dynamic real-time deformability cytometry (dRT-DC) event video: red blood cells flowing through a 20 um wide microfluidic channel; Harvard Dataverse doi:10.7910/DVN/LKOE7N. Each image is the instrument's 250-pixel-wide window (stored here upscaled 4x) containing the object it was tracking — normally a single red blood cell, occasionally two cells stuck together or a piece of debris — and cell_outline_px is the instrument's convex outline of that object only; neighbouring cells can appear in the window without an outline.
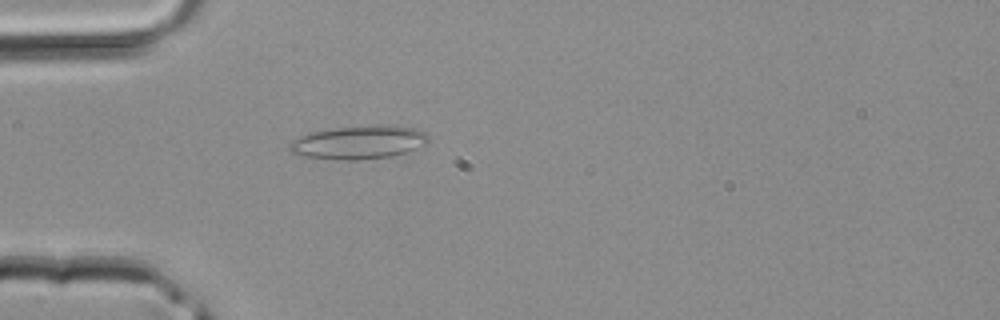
{"species": "common noctule bat (a hibernating species)", "species_latin": "Nyctalus noctula", "temperature_condition": "room temperature", "stored_images_in_passage": 33, "camera_frame_rate_fps": 3000, "um_per_image_px": 0.085, "animal": {"sex": "male", "body_mass_g": 20.4}, "frame": {"image": 1, "passage_image": 4, "time_ms": 1.0, "image_size_px": [1000, 320], "cell_outline_px": [[428, 144], [392, 156], [356, 160], [344, 160], [304, 156], [292, 152], [288, 148], [288, 144], [292, 140], [300, 136], [312, 132], [336, 128], [372, 124], [396, 124], [416, 128], [424, 132], [428, 136]], "centroid_in_image_um": [30.54, 12.07], "position_along_channel_um": 54.5, "area_um2": 27.22}}
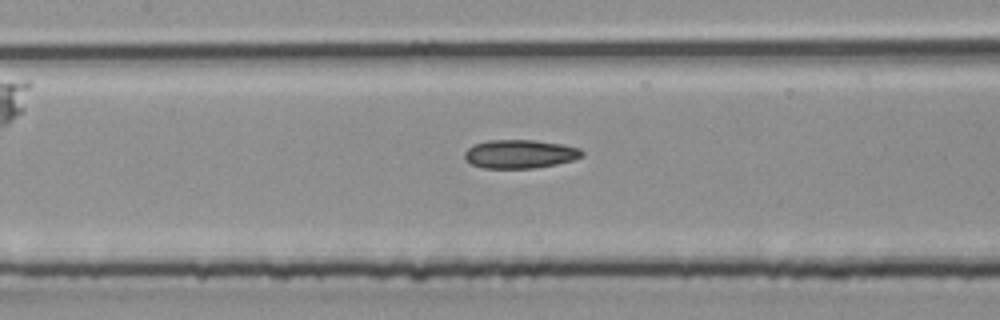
{"frame": {"image": 2, "passage_image": 11, "time_ms": 3.333, "image_size_px": [1000, 320], "cell_outline_px": [[584, 156], [572, 160], [556, 164], [536, 168], [480, 168], [472, 164], [464, 156], [464, 152], [472, 144], [488, 140], [536, 140], [560, 144], [580, 148], [584, 152]], "centroid_in_image_um": [44.19, 13.09], "position_along_channel_um": 163.2, "area_um2": 19.65}}
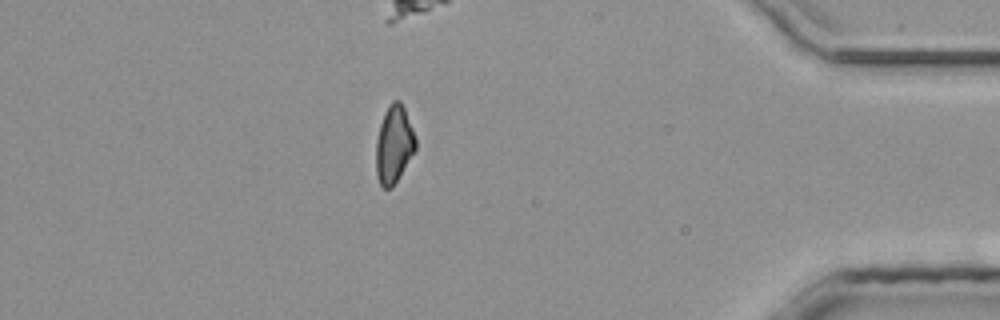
{"frame": {"image": 3, "passage_image": 28, "time_ms": 9.0, "image_size_px": [1000, 320], "cell_outline_px": [[416, 148], [392, 188], [384, 188], [380, 184], [376, 176], [376, 140], [380, 124], [384, 112], [388, 104], [392, 100], [400, 100], [404, 108], [416, 136]], "centroid_in_image_um": [33.47, 12.25], "position_along_channel_um": 401.7, "area_um2": 17.92}}